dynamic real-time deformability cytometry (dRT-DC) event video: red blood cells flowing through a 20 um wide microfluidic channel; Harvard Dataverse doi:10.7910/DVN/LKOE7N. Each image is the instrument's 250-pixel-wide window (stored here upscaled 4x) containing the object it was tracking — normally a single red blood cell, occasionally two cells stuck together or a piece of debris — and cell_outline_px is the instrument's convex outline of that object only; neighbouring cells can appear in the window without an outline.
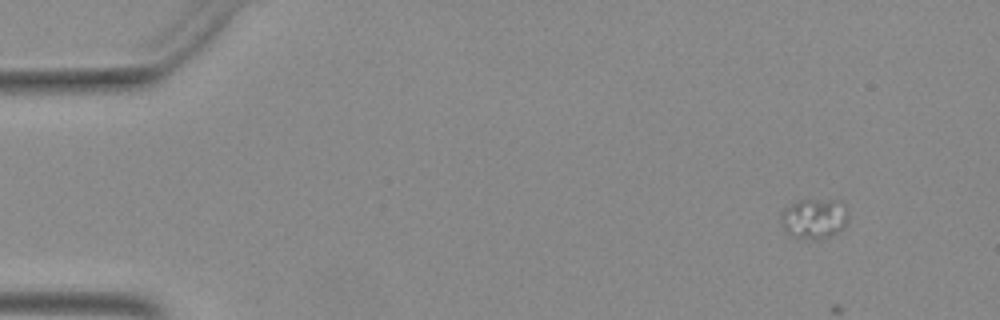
{"species": "Egyptian fruit bat (a non-hibernating species)", "species_latin": "Rousettus aegyptiacus", "temperature_condition": "warm", "stored_images_in_passage": 6, "camera_frame_rate_fps": 3000, "um_per_image_px": 0.085, "animal": {"sex": "female"}, "frame": {"image": 1, "passage_image": 1, "time_ms": 0.0, "image_size_px": [1000, 320], "cell_outline_px": [[848, 216], [844, 224], [840, 228], [828, 236], [812, 240], [792, 236], [784, 228], [780, 220], [780, 216], [784, 208], [796, 200], [840, 200], [844, 204]], "centroid_in_image_um": [69.16, 18.55], "position_along_channel_um": 15.8, "area_um2": 15.49}}